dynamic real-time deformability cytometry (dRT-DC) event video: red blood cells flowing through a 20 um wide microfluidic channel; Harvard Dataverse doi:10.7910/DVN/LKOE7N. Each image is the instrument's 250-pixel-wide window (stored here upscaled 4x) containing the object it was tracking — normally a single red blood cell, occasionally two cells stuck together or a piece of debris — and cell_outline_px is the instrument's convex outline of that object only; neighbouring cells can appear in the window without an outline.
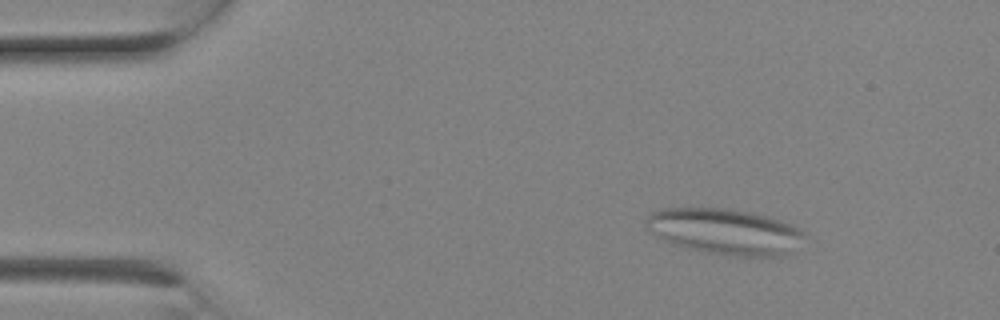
{"species": "Egyptian fruit bat (a non-hibernating species)", "species_latin": "Rousettus aegyptiacus", "temperature_condition": "room temperature", "stored_images_in_passage": 3, "camera_frame_rate_fps": 3000, "um_per_image_px": 0.085, "animal": {"sex": "female"}, "frame": {"image": 1, "passage_image": 1, "time_ms": 0.0, "image_size_px": [1000, 320], "cell_outline_px": [[808, 236], [788, 252], [776, 256], [740, 256], [704, 252], [688, 248], [664, 240], [648, 232], [644, 228], [644, 220], [652, 212], [664, 208], [724, 208], [752, 212], [768, 216], [792, 224], [800, 228]], "centroid_in_image_um": [61.59, 19.66], "position_along_channel_um": 23.4, "area_um2": 42.37}}